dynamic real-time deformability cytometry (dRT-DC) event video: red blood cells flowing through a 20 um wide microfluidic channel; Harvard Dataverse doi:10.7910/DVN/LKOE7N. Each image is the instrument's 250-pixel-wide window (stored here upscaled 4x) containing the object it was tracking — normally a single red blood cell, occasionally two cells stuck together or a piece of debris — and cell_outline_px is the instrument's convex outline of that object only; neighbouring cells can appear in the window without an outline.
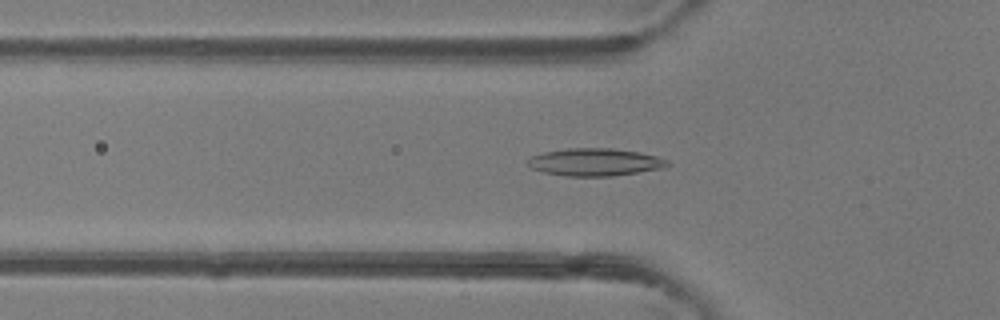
{"species": "common noctule bat (a hibernating species)", "species_latin": "Nyctalus noctula", "temperature_condition": "room temperature", "stored_images_in_passage": 48, "camera_frame_rate_fps": 3000, "um_per_image_px": 0.085, "animal": {"sex": "female"}, "frame": {"image": 1, "passage_image": 16, "time_ms": 5.0, "image_size_px": [1000, 320], "cell_outline_px": [[672, 164], [664, 168], [612, 176], [568, 176], [544, 172], [532, 168], [528, 164], [528, 160], [532, 156], [544, 152], [568, 148], [612, 148], [640, 152], [656, 156], [668, 160]], "centroid_in_image_um": [50.62, 13.77], "position_along_channel_um": 75.2, "area_um2": 22.37}}
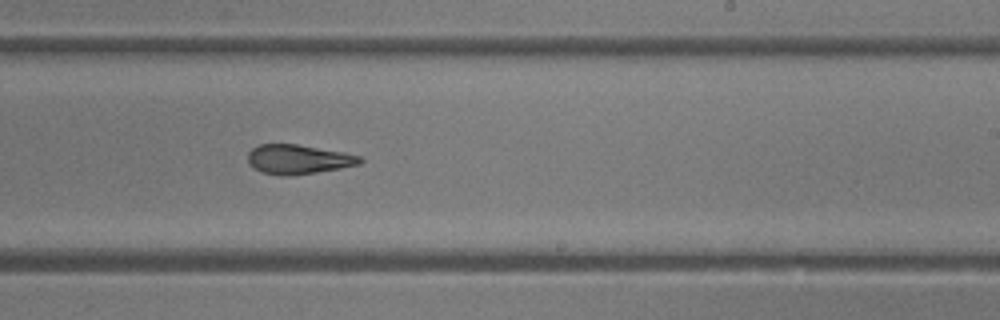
{"frame": {"image": 2, "passage_image": 29, "time_ms": 9.333, "image_size_px": [1000, 320], "cell_outline_px": [[364, 160], [360, 164], [340, 168], [292, 176], [280, 176], [260, 172], [248, 160], [248, 152], [252, 148], [260, 144], [296, 144], [344, 152], [360, 156]], "centroid_in_image_um": [25.36, 13.54], "position_along_channel_um": 263.6, "area_um2": 19.19}}
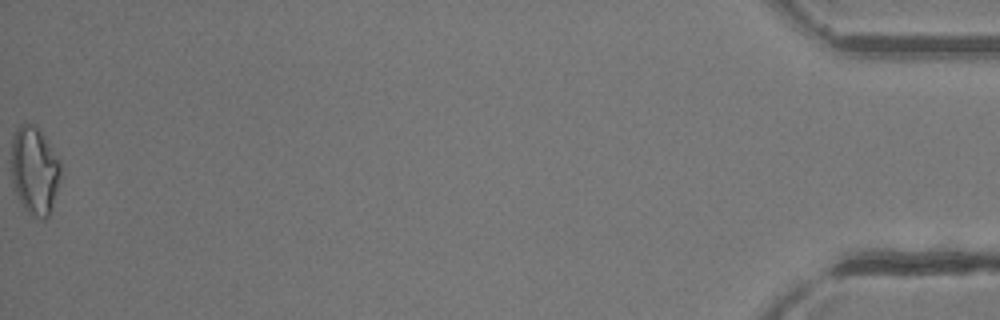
{"frame": {"image": 3, "passage_image": 48, "time_ms": 15.667, "image_size_px": [1000, 320], "cell_outline_px": [[60, 180], [48, 216], [44, 220], [40, 220], [32, 216], [24, 208], [12, 184], [12, 136], [16, 128], [20, 124], [36, 124], [60, 160]], "centroid_in_image_um": [2.93, 14.48], "position_along_channel_um": 432.3, "area_um2": 25.26}, "authors_computed_cell_mechanics": {"area_um2": 20.7502, "velocity_mm_per_s": 4.3228, "shape_relaxation_time_tau1_ms": null, "shape_relaxation_time_tau2_ms": 3.393, "deformation_change_tau1": null, "deformation_change_tau2": 0.1215}}